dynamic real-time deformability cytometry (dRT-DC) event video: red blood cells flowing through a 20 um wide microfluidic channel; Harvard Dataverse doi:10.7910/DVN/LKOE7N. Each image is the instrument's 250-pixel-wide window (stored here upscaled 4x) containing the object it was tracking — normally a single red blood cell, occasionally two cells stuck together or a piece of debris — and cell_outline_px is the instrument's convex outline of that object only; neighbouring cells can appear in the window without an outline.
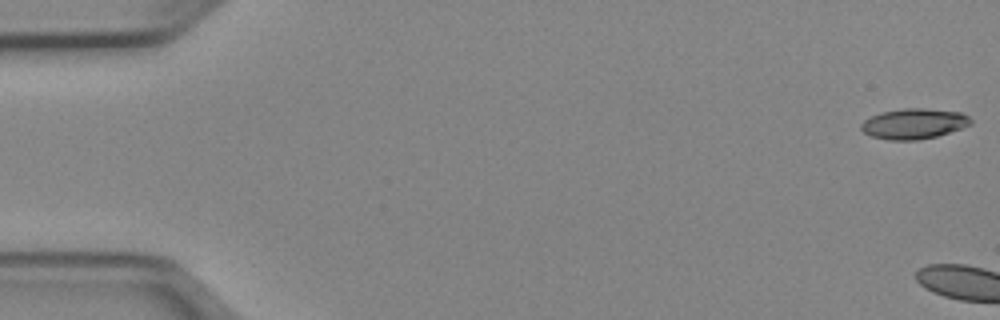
{"species": "Egyptian fruit bat (a non-hibernating species)", "species_latin": "Rousettus aegyptiacus", "temperature_condition": "cold", "stored_images_in_passage": 4, "camera_frame_rate_fps": 3000, "um_per_image_px": 0.085, "animal": {"sex": "female"}, "frame": {"image": 1, "passage_image": 1, "time_ms": 0.0, "image_size_px": [1000, 320], "cell_outline_px": [[972, 124], [936, 136], [916, 140], [888, 140], [872, 136], [864, 132], [860, 128], [860, 124], [864, 120], [880, 112], [904, 108], [924, 108], [960, 112], [968, 116], [972, 120]], "centroid_in_image_um": [77.66, 10.51], "position_along_channel_um": 7.3, "area_um2": 19.31}}